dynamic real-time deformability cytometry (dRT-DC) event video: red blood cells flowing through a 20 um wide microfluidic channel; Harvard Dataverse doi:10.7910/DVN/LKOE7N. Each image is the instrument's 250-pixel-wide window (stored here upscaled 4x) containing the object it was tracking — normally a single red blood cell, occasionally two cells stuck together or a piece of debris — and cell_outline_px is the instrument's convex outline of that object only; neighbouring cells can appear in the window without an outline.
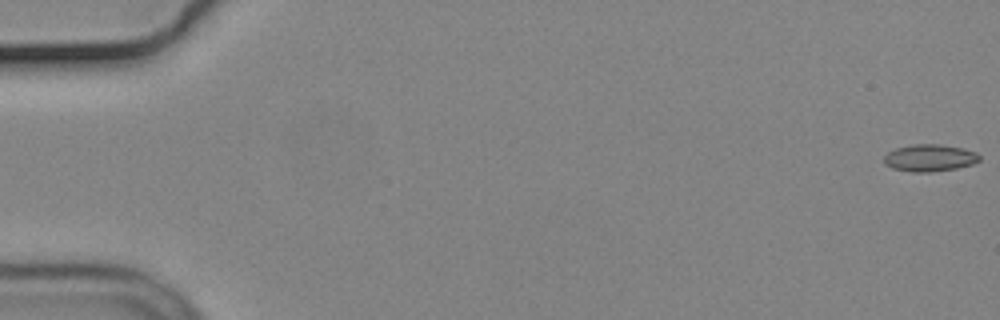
{"species": "common noctule bat (a hibernating species)", "species_latin": "Nyctalus noctula", "temperature_condition": "cold", "stored_images_in_passage": 56, "camera_frame_rate_fps": 3000, "um_per_image_px": 0.085, "animal": {"sex": "male", "body_mass_g": 19.2, "forearm_length_mm": 51.8}, "frame": {"image": 1, "passage_image": 1, "time_ms": 0.0, "image_size_px": [1000, 320], "cell_outline_px": [[980, 160], [972, 164], [956, 168], [932, 172], [912, 172], [892, 168], [884, 164], [884, 156], [888, 152], [896, 148], [912, 144], [936, 144], [964, 148], [976, 152], [980, 156]], "centroid_in_image_um": [79.01, 13.42], "position_along_channel_um": 6.0, "area_um2": 15.09}}
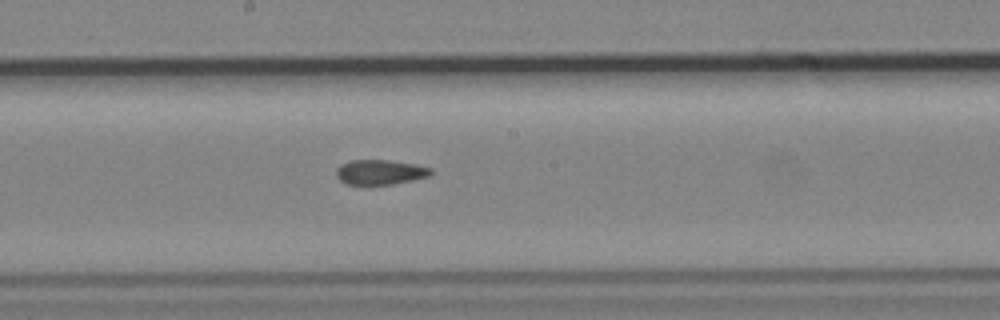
{"frame": {"image": 2, "passage_image": 31, "time_ms": 10.0, "image_size_px": [1000, 320], "cell_outline_px": [[432, 172], [428, 176], [412, 180], [392, 184], [344, 184], [336, 176], [336, 168], [340, 164], [352, 160], [388, 160], [412, 164], [432, 168]], "centroid_in_image_um": [32.26, 14.63], "position_along_channel_um": 215.9, "area_um2": 13.58}}
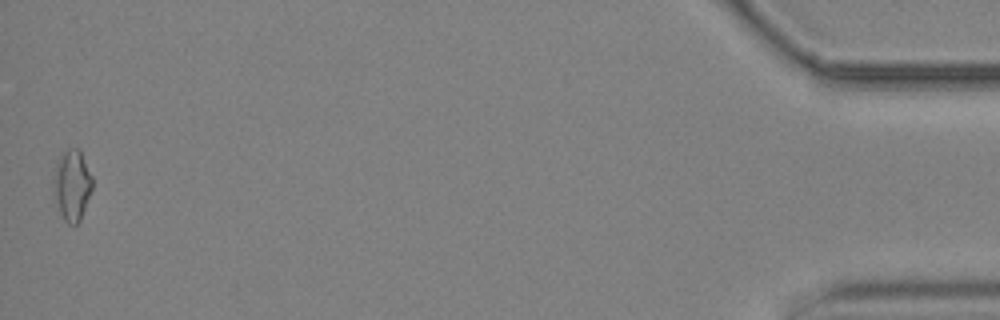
{"frame": {"image": 3, "passage_image": 56, "time_ms": 18.333, "image_size_px": [1000, 320], "cell_outline_px": [[92, 188], [80, 220], [76, 224], [68, 224], [64, 220], [52, 200], [52, 180], [56, 160], [60, 152], [68, 148], [80, 148], [92, 176]], "centroid_in_image_um": [6.06, 15.7], "position_along_channel_um": 429.1, "area_um2": 16.7}, "authors_computed_cell_mechanics": {"area_um2": 14.5078, "velocity_mm_per_s": 3.7006, "shape_relaxation_time_tau1_ms": null, "shape_relaxation_time_tau2_ms": 3.4226, "deformation_change_tau1": null, "deformation_change_tau2": 0.0798}}